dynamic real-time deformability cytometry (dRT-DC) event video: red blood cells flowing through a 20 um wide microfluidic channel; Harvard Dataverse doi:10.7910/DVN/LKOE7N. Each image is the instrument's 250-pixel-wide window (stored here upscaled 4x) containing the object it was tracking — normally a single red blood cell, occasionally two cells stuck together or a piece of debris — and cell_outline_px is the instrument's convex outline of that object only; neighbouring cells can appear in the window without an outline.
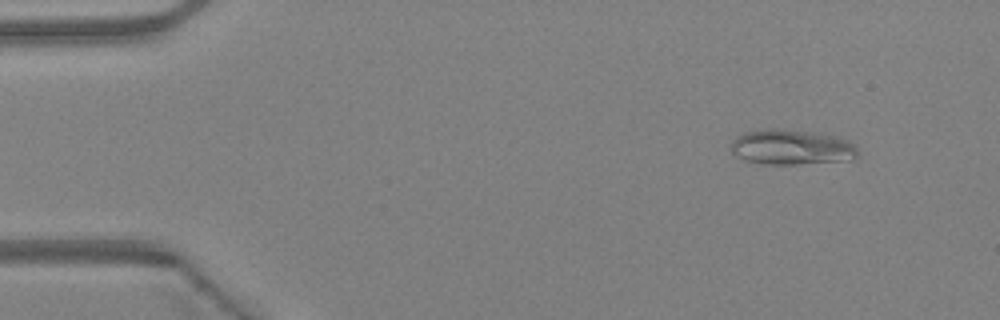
{"species": "Egyptian fruit bat (a non-hibernating species)", "species_latin": "Rousettus aegyptiacus", "temperature_condition": "warm", "stored_images_in_passage": 43, "camera_frame_rate_fps": 3000, "um_per_image_px": 0.085, "animal": {"sex": "female"}, "frame": {"image": 1, "passage_image": 2, "time_ms": 0.333, "image_size_px": [1000, 320], "cell_outline_px": [[856, 156], [852, 160], [796, 164], [764, 164], [744, 160], [736, 156], [732, 152], [732, 140], [736, 136], [744, 132], [764, 128], [776, 128], [808, 132], [832, 136], [848, 140], [856, 144]], "centroid_in_image_um": [67.24, 12.51], "position_along_channel_um": 17.8, "area_um2": 25.95}}
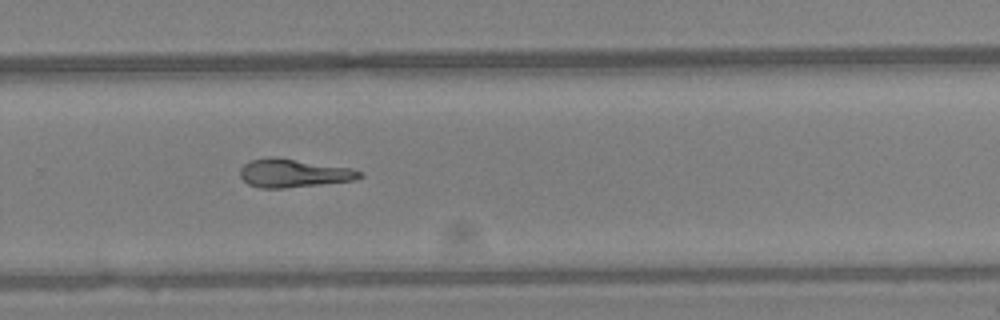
{"frame": {"image": 2, "passage_image": 28, "time_ms": 9.0, "image_size_px": [1000, 320], "cell_outline_px": [[364, 176], [352, 180], [320, 184], [284, 188], [260, 188], [248, 184], [240, 176], [240, 168], [248, 160], [268, 156], [280, 156], [352, 168], [364, 172]], "centroid_in_image_um": [24.93, 14.68], "position_along_channel_um": 304.9, "area_um2": 20.17}}
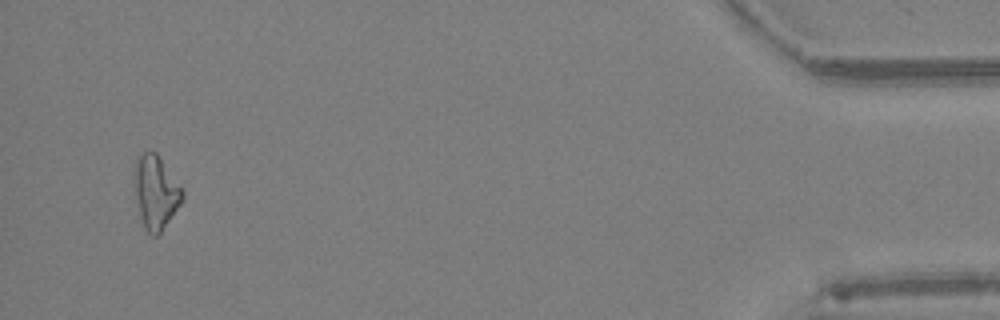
{"frame": {"image": 3, "passage_image": 41, "time_ms": 13.333, "image_size_px": [1000, 320], "cell_outline_px": [[184, 200], [160, 232], [156, 236], [152, 236], [144, 228], [132, 180], [132, 168], [136, 156], [144, 152], [156, 152], [184, 188]], "centroid_in_image_um": [13.23, 16.27], "position_along_channel_um": 422.0, "area_um2": 20.98}, "authors_computed_cell_mechanics": {"area_um2": 20.1144, "velocity_mm_per_s": 4.5005, "shape_relaxation_time_tau1_ms": null, "shape_relaxation_time_tau2_ms": 4.477, "deformation_change_tau1": null, "deformation_change_tau2": 0.1196}}